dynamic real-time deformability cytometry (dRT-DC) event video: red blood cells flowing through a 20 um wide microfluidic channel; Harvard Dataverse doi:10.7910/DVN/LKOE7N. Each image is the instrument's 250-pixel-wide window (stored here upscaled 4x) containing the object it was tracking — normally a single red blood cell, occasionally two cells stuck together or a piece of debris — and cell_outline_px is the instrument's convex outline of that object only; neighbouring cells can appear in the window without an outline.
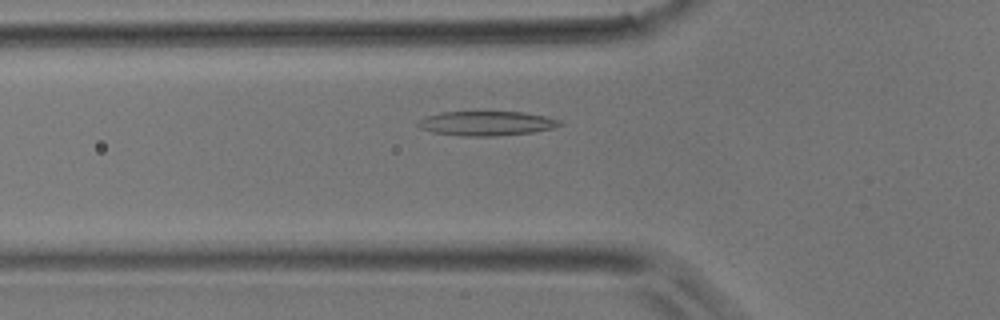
{"species": "common noctule bat (a hibernating species)", "species_latin": "Nyctalus noctula", "temperature_condition": "room temperature", "stored_images_in_passage": 3, "camera_frame_rate_fps": 3000, "um_per_image_px": 0.085, "animal": {"sex": "male", "body_mass_g": 17.9}, "frame": {"image": 1, "passage_image": 3, "time_ms": 0.667, "image_size_px": [1000, 320], "cell_outline_px": [[564, 124], [552, 128], [532, 132], [496, 136], [460, 136], [432, 132], [420, 128], [416, 124], [416, 120], [424, 116], [440, 112], [520, 112], [544, 116], [560, 120]], "centroid_in_image_um": [41.28, 10.49], "position_along_channel_um": 84.5, "area_um2": 20.29}}